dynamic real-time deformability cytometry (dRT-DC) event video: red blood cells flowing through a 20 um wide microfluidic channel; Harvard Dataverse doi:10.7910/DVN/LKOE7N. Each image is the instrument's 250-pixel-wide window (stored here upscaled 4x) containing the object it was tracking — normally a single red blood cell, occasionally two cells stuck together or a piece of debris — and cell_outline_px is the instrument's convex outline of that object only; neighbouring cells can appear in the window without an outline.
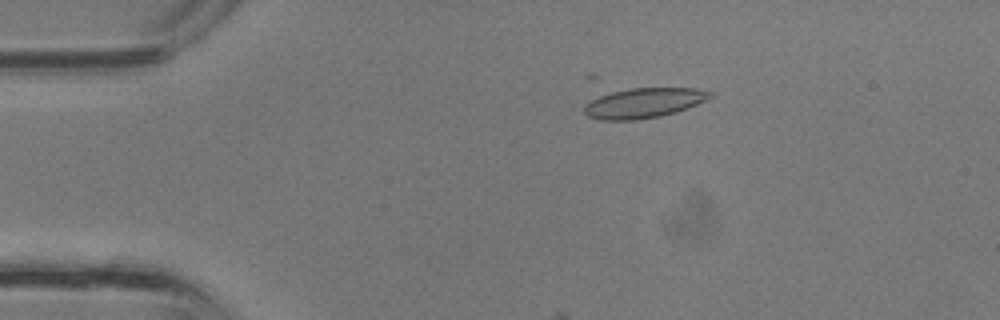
{"species": "common noctule bat (a hibernating species)", "species_latin": "Nyctalus noctula", "temperature_condition": "room temperature", "stored_images_in_passage": 5, "camera_frame_rate_fps": 3000, "um_per_image_px": 0.085, "animal": {"sex": "male", "body_mass_g": 13.3}, "frame": {"image": 1, "passage_image": 3, "time_ms": 0.667, "image_size_px": [1000, 320], "cell_outline_px": [[712, 96], [688, 108], [676, 112], [660, 116], [636, 120], [600, 120], [588, 116], [584, 112], [584, 104], [600, 96], [612, 92], [628, 88], [696, 88], [712, 92]], "centroid_in_image_um": [54.7, 8.75], "position_along_channel_um": 30.3, "area_um2": 21.85}}